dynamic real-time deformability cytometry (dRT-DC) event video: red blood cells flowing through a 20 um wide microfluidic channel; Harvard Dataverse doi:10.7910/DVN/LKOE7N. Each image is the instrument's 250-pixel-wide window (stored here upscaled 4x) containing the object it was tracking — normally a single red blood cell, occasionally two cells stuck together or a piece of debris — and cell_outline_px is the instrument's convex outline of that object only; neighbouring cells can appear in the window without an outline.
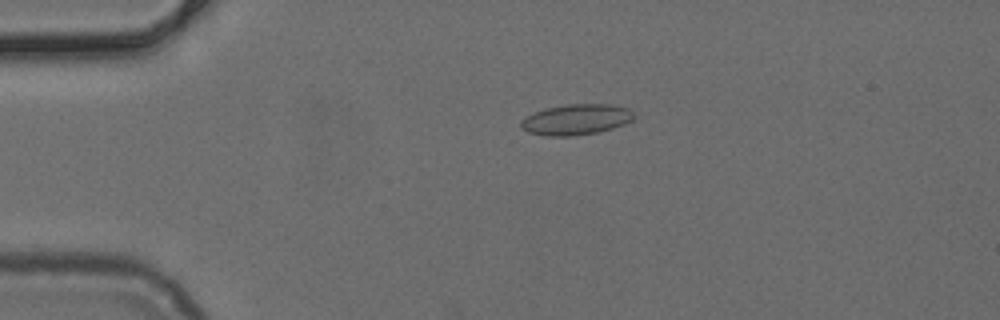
{"species": "common noctule bat (a hibernating species)", "species_latin": "Nyctalus noctula", "temperature_condition": "cold", "stored_images_in_passage": 18, "camera_frame_rate_fps": 3000, "um_per_image_px": 0.085, "animal": {"sex": "female", "body_mass_g": 24.6, "forearm_length_mm": 56.2}, "frame": {"image": 1, "passage_image": 12, "time_ms": 3.667, "image_size_px": [1000, 320], "cell_outline_px": [[636, 116], [632, 120], [624, 124], [612, 128], [596, 132], [572, 136], [544, 136], [528, 132], [520, 128], [520, 120], [524, 116], [544, 108], [568, 104], [608, 104], [628, 108]], "centroid_in_image_um": [48.92, 10.16], "position_along_channel_um": 36.1, "area_um2": 20.35}}